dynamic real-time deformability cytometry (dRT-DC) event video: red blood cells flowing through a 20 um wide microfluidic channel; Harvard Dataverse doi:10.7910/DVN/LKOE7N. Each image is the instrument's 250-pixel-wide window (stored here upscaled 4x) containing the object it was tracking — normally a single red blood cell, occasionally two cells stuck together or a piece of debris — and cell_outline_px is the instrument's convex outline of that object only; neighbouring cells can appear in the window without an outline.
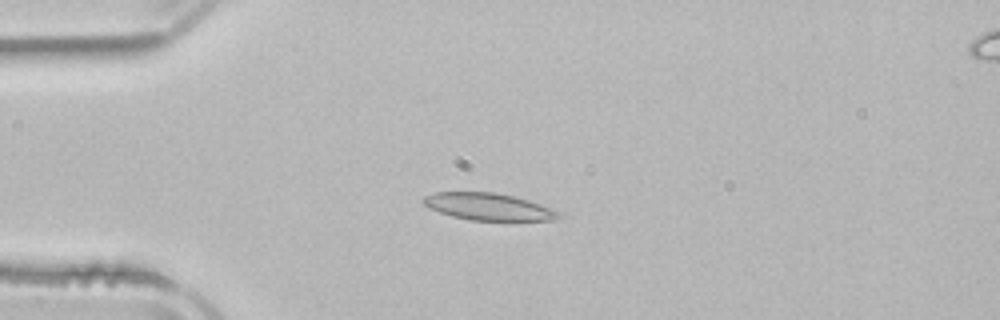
{"species": "common noctule bat (a hibernating species)", "species_latin": "Nyctalus noctula", "temperature_condition": "room temperature", "stored_images_in_passage": 4, "camera_frame_rate_fps": 3000, "um_per_image_px": 0.085, "animal": {"sex": "male", "body_mass_g": 21.5, "forearm_length_mm": 52.0}, "frame": {"image": 1, "passage_image": 3, "time_ms": 2.667, "image_size_px": [1000, 320], "cell_outline_px": [[560, 216], [556, 220], [472, 220], [452, 216], [428, 208], [420, 200], [424, 196], [432, 192], [496, 192], [528, 200], [540, 204], [560, 212]], "centroid_in_image_um": [41.46, 17.56], "position_along_channel_um": 43.5, "area_um2": 21.27}}